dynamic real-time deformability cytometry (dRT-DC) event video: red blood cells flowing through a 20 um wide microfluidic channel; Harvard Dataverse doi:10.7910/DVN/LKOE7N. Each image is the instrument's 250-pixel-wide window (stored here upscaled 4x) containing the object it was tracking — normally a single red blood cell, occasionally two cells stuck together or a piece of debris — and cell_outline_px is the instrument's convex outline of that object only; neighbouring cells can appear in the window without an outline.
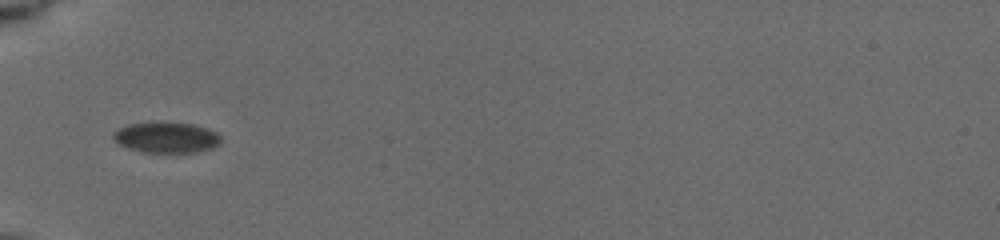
{"species": "common noctule bat (a hibernating species)", "species_latin": "Nyctalus noctula", "temperature_condition": "cold", "stored_images_in_passage": 51, "camera_frame_rate_fps": 3000, "um_per_image_px": 0.085, "animal": {"sex": "female", "body_mass_g": 19.5, "forearm_length_mm": 54.1}, "frame": {"image": 1, "passage_image": 1, "time_ms": 0.0, "image_size_px": [1000, 240], "cell_outline_px": [[220, 144], [212, 148], [196, 152], [144, 152], [128, 148], [120, 144], [112, 136], [112, 132], [128, 124], [152, 120], [192, 124], [208, 128], [216, 132], [220, 136]], "centroid_in_image_um": [14.13, 11.65], "position_along_channel_um": 70.9, "area_um2": 19.59}}
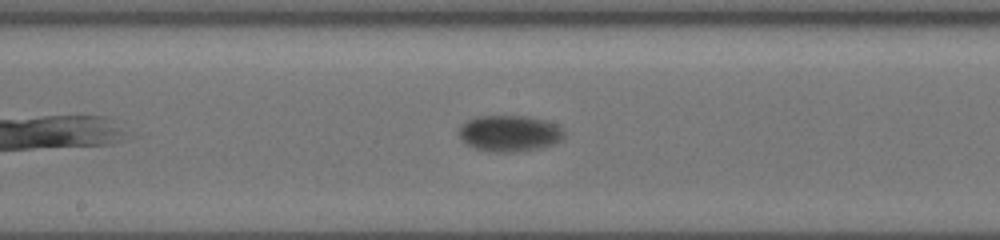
{"frame": {"image": 2, "passage_image": 23, "time_ms": 3.667, "image_size_px": [1000, 240], "cell_outline_px": [[564, 136], [560, 140], [552, 144], [540, 148], [516, 152], [492, 152], [472, 148], [460, 140], [460, 128], [468, 120], [476, 116], [528, 116], [544, 120], [556, 124], [564, 132]], "centroid_in_image_um": [43.29, 11.35], "position_along_channel_um": 204.9, "area_um2": 22.2}}
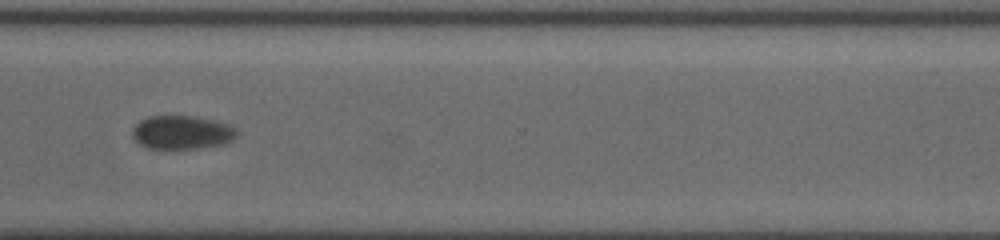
{"frame": {"image": 3, "passage_image": 47, "time_ms": 7.667, "image_size_px": [1000, 240], "cell_outline_px": [[240, 132], [232, 140], [224, 144], [200, 148], [148, 148], [140, 144], [132, 136], [132, 128], [140, 120], [148, 116], [192, 116], [212, 120], [228, 124], [236, 128]], "centroid_in_image_um": [15.47, 11.25], "position_along_channel_um": 355.1, "area_um2": 20.46}, "authors_computed_cell_mechanics": {"area_um2": 21.6172, "velocity_mm_per_s": 3.7619, "shape_relaxation_time_tau1_ms": 0.6852, "shape_relaxation_time_tau2_ms": null, "deformation_change_tau1": 0.0342, "deformation_change_tau2": null}}